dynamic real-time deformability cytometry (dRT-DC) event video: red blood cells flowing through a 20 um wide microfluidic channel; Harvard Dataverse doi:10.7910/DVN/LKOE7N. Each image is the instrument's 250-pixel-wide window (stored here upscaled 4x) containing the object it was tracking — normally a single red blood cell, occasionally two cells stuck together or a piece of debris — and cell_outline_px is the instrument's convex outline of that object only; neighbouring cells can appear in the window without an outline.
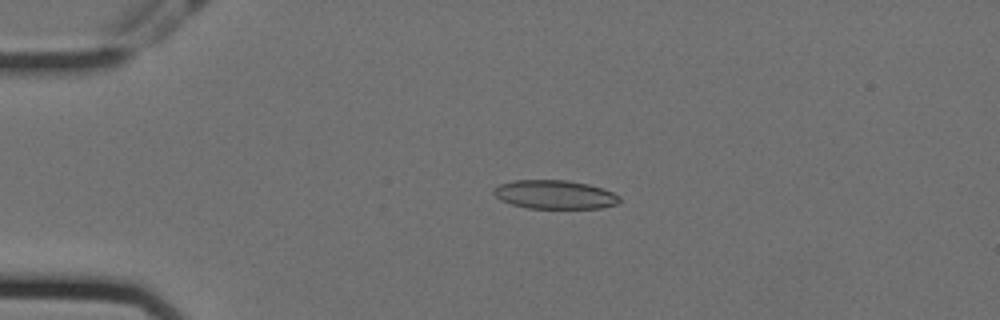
{"species": "Egyptian fruit bat (a non-hibernating species)", "species_latin": "Rousettus aegyptiacus", "temperature_condition": "cold", "stored_images_in_passage": 56, "camera_frame_rate_fps": 3000, "um_per_image_px": 0.085, "animal": {"sex": "female"}, "frame": {"image": 1, "passage_image": 12, "time_ms": 3.667, "image_size_px": [1000, 320], "cell_outline_px": [[620, 204], [600, 208], [528, 208], [512, 204], [500, 200], [492, 192], [492, 188], [500, 184], [512, 180], [564, 180], [588, 184], [604, 188], [620, 196]], "centroid_in_image_um": [47.16, 16.53], "position_along_channel_um": 37.8, "area_um2": 21.21}}
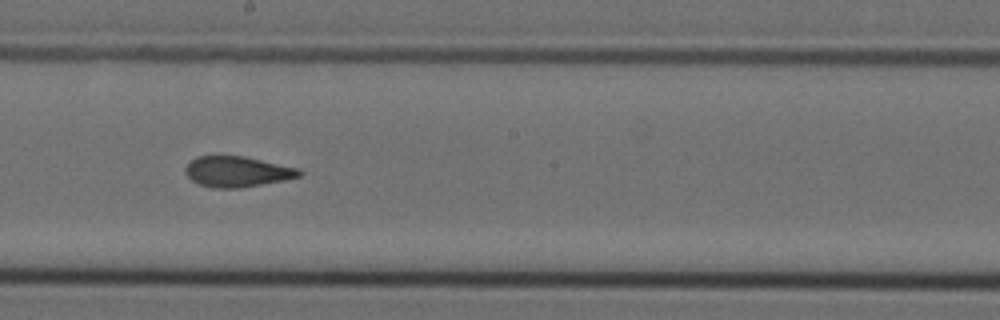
{"frame": {"image": 2, "passage_image": 31, "time_ms": 10.0, "image_size_px": [1000, 320], "cell_outline_px": [[304, 172], [300, 176], [284, 180], [240, 188], [212, 188], [200, 184], [192, 180], [188, 176], [184, 168], [196, 156], [244, 156], [300, 168]], "centroid_in_image_um": [20.19, 14.59], "position_along_channel_um": 228.0, "area_um2": 20.29}}
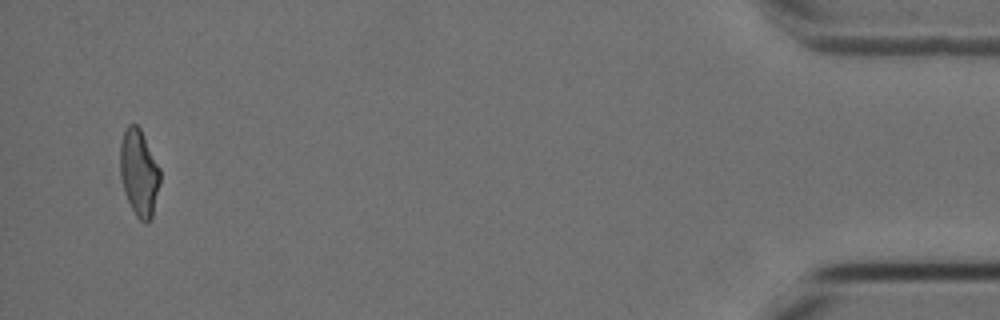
{"frame": {"image": 3, "passage_image": 54, "time_ms": 17.667, "image_size_px": [1000, 320], "cell_outline_px": [[160, 184], [152, 216], [144, 224], [136, 216], [128, 200], [120, 176], [120, 144], [124, 128], [128, 124], [136, 124], [140, 128], [160, 168]], "centroid_in_image_um": [11.82, 14.65], "position_along_channel_um": 423.4, "area_um2": 20.11}, "authors_computed_cell_mechanics": {"area_um2": 20.7791, "velocity_mm_per_s": 3.5748, "shape_relaxation_time_tau1_ms": null, "shape_relaxation_time_tau2_ms": 1.7588, "deformation_change_tau1": null, "deformation_change_tau2": 0.0842}}